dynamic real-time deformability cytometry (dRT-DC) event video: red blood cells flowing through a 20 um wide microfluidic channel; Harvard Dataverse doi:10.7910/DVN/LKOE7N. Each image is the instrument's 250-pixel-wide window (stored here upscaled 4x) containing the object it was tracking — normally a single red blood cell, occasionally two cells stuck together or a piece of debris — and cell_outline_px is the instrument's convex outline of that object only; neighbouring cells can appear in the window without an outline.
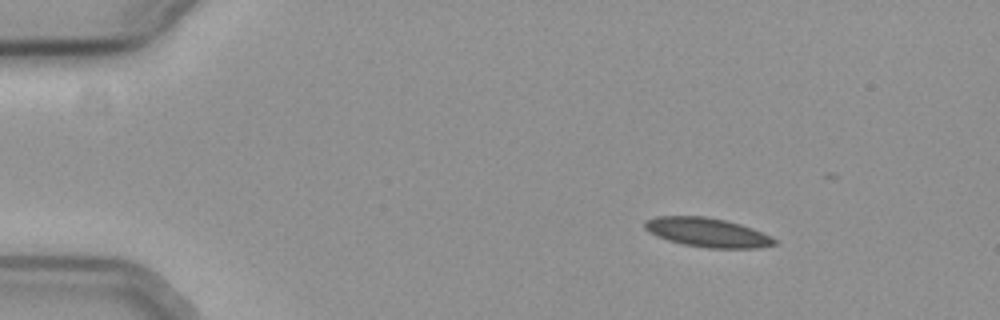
{"species": "common noctule bat (a hibernating species)", "species_latin": "Nyctalus noctula", "temperature_condition": "cold", "stored_images_in_passage": 9, "camera_frame_rate_fps": 3000, "um_per_image_px": 0.085, "animal": {"sex": "female", "body_mass_g": 19.3, "forearm_length_mm": 54.1}, "frame": {"image": 1, "passage_image": 1, "time_ms": 0.0, "image_size_px": [1000, 320], "cell_outline_px": [[776, 244], [756, 248], [708, 248], [684, 244], [668, 240], [644, 228], [644, 224], [648, 220], [656, 216], [704, 216], [724, 220], [740, 224], [752, 228], [772, 236], [776, 240]], "centroid_in_image_um": [60.17, 19.75], "position_along_channel_um": 24.8, "area_um2": 21.68}}